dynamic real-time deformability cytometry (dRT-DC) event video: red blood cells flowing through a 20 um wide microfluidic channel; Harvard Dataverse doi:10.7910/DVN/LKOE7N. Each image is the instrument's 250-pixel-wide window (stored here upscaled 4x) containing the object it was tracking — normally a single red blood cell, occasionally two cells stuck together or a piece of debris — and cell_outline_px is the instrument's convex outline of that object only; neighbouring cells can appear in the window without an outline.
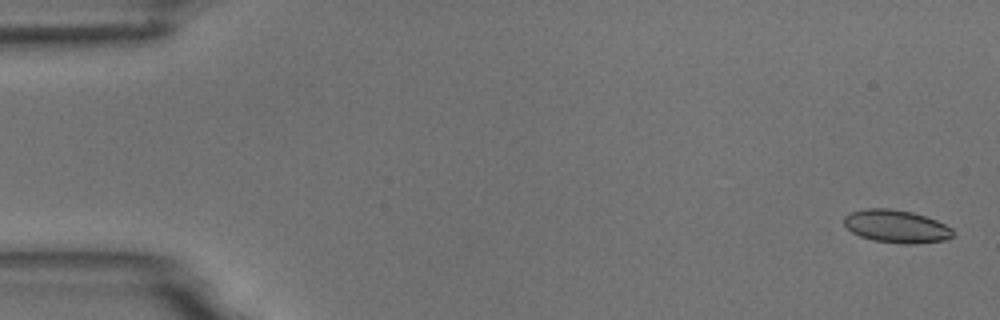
{"species": "common noctule bat (a hibernating species)", "species_latin": "Nyctalus noctula", "temperature_condition": "room temperature", "stored_images_in_passage": 4, "camera_frame_rate_fps": 3000, "um_per_image_px": 0.085, "animal": {"sex": "male", "body_mass_g": 18.8}, "frame": {"image": 1, "passage_image": 1, "time_ms": 0.0, "image_size_px": [1000, 320], "cell_outline_px": [[956, 232], [952, 236], [944, 240], [916, 244], [900, 244], [872, 240], [860, 236], [852, 232], [844, 224], [844, 216], [848, 212], [864, 208], [888, 208], [912, 212], [936, 220], [952, 228]], "centroid_in_image_um": [76.17, 19.24], "position_along_channel_um": 8.8, "area_um2": 21.04}}